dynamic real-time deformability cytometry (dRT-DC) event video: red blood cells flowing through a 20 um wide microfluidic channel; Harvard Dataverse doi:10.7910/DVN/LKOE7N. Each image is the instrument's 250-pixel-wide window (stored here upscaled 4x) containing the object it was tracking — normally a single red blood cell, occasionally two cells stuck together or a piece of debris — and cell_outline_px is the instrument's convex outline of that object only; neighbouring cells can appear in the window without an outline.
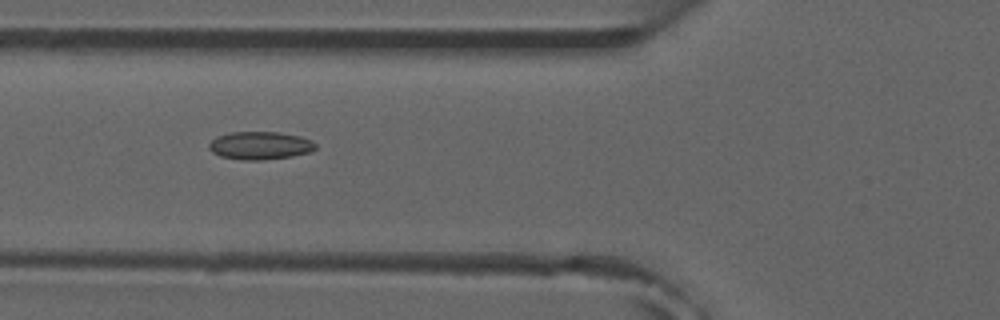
{"species": "common noctule bat (a hibernating species)", "species_latin": "Nyctalus noctula", "temperature_condition": "room temperature", "stored_images_in_passage": 5, "camera_frame_rate_fps": 3000, "um_per_image_px": 0.085, "animal": {"sex": "male", "forearm_length_mm": 52.5}, "frame": {"image": 1, "passage_image": 2, "time_ms": 1.0, "image_size_px": [1000, 320], "cell_outline_px": [[316, 148], [308, 152], [292, 156], [264, 160], [240, 160], [220, 156], [212, 152], [208, 148], [208, 144], [216, 136], [232, 132], [276, 132], [300, 136], [312, 140], [316, 144]], "centroid_in_image_um": [22.08, 12.37], "position_along_channel_um": 103.7, "area_um2": 17.4}}
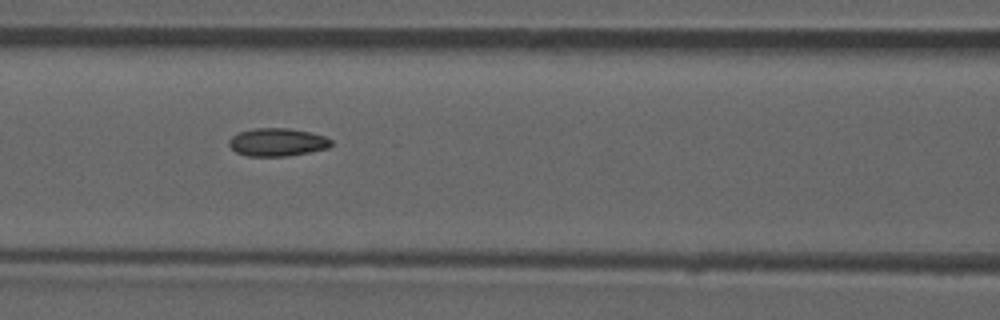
{"frame": {"image": 2, "passage_image": 3, "time_ms": 2.0, "image_size_px": [1000, 320], "cell_outline_px": [[332, 144], [328, 148], [288, 156], [248, 156], [236, 152], [228, 144], [228, 140], [232, 136], [240, 132], [256, 128], [288, 128], [312, 132], [324, 136], [332, 140]], "centroid_in_image_um": [23.58, 12.08], "position_along_channel_um": 143.0, "area_um2": 16.65}}